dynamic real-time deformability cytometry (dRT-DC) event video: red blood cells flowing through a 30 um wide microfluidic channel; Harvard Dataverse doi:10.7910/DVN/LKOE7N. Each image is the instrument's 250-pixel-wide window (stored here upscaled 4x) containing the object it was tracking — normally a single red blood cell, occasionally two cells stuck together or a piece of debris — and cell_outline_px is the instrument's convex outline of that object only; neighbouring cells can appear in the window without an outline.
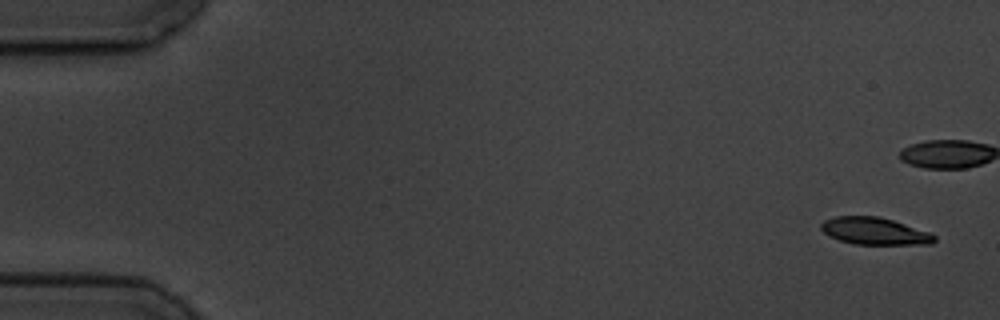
{"species": "common noctule bat (a hibernating species)", "species_latin": "Nyctalus noctula", "temperature_condition": "cold", "stored_images_in_passage": 7, "camera_frame_rate_fps": 3000, "um_per_image_px": 0.085, "animal": {"sex": "male", "body_mass_g": 19.5, "forearm_length_mm": 54.6}, "frame": {"image": 1, "passage_image": 1, "time_ms": 0.0, "image_size_px": [1000, 320], "cell_outline_px": [[936, 240], [932, 244], [856, 244], [840, 240], [828, 236], [820, 228], [820, 224], [824, 220], [836, 216], [880, 216], [928, 232], [936, 236]], "centroid_in_image_um": [74.31, 19.64], "position_along_channel_um": 10.7, "area_um2": 17.8}}
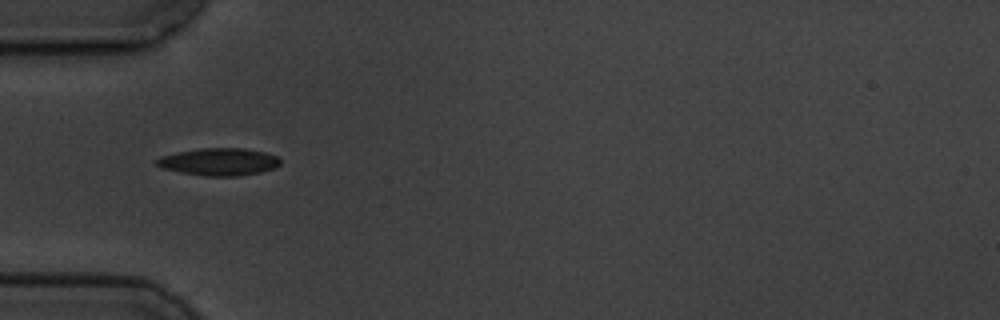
{"frame": {"image": 2, "passage_image": 6, "time_ms": 6.333, "image_size_px": [1000, 320], "cell_outline_px": [[280, 164], [276, 168], [260, 172], [236, 176], [204, 176], [160, 168], [156, 164], [156, 160], [160, 156], [176, 152], [200, 148], [244, 148], [264, 152], [276, 156], [280, 160]], "centroid_in_image_um": [18.6, 13.75], "position_along_channel_um": 66.4, "area_um2": 19.77}}
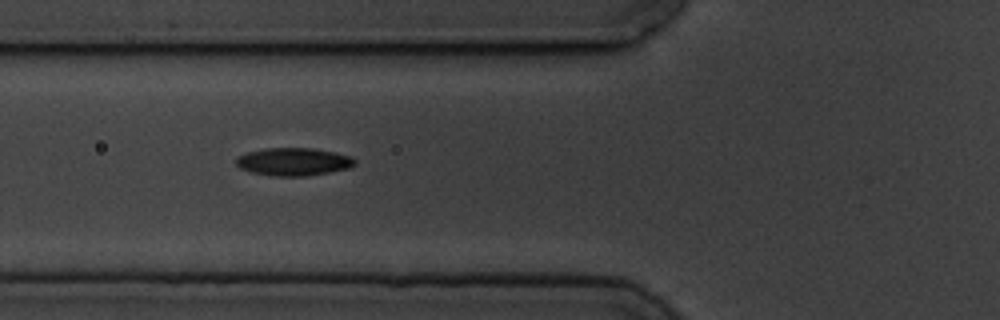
{"frame": {"image": 3, "passage_image": 7, "time_ms": 7.333, "image_size_px": [1000, 320], "cell_outline_px": [[356, 164], [352, 168], [308, 176], [272, 176], [252, 172], [240, 168], [236, 164], [236, 156], [248, 152], [264, 148], [312, 148], [336, 152], [352, 156], [356, 160]], "centroid_in_image_um": [24.99, 13.74], "position_along_channel_um": 100.8, "area_um2": 19.54}}